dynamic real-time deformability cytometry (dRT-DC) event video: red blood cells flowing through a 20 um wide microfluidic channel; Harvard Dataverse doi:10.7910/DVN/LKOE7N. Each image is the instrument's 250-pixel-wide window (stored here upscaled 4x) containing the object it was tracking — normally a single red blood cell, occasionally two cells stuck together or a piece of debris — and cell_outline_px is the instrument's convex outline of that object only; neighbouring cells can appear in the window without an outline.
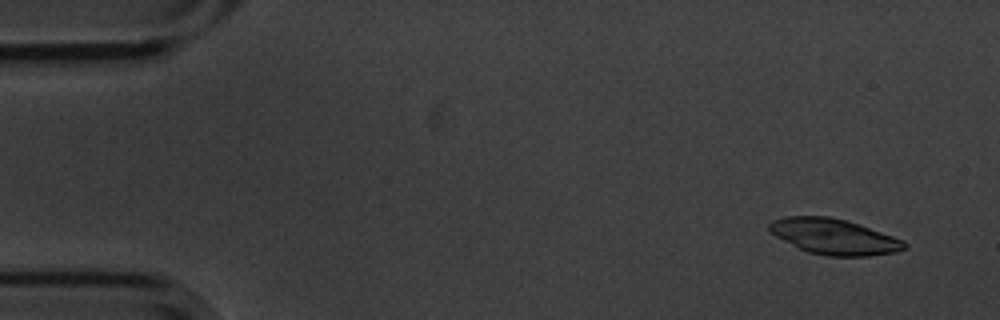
{"species": "common noctule bat (a hibernating species)", "species_latin": "Nyctalus noctula", "temperature_condition": "cold", "stored_images_in_passage": 5, "camera_frame_rate_fps": 3000, "um_per_image_px": 0.085, "animal": {"sex": "male", "body_mass_g": 20.1, "forearm_length_mm": 53.5}, "frame": {"image": 1, "passage_image": 1, "time_ms": 0.0, "image_size_px": [1000, 320], "cell_outline_px": [[908, 248], [896, 252], [868, 256], [824, 256], [808, 252], [768, 232], [768, 224], [772, 220], [784, 216], [828, 216], [844, 220], [904, 240], [908, 244]], "centroid_in_image_um": [70.87, 20.12], "position_along_channel_um": 14.1, "area_um2": 27.86}}
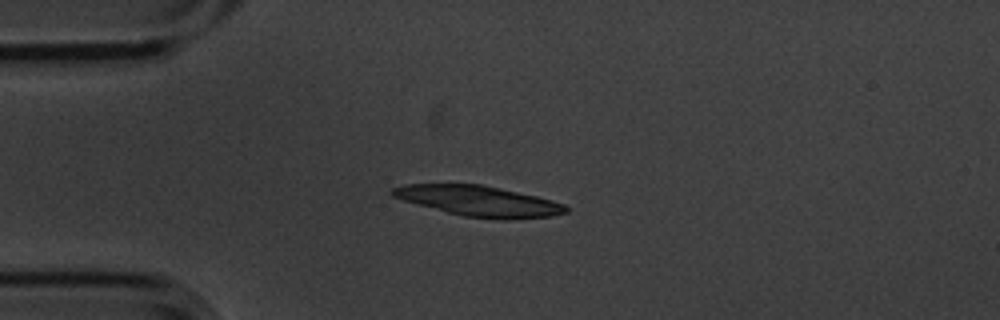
{"frame": {"image": 2, "passage_image": 4, "time_ms": 1.0, "image_size_px": [1000, 320], "cell_outline_px": [[568, 212], [552, 216], [504, 220], [464, 216], [448, 212], [404, 200], [392, 196], [388, 192], [392, 188], [404, 184], [480, 184], [500, 188], [536, 196], [564, 204], [568, 208]], "centroid_in_image_um": [40.7, 17.08], "position_along_channel_um": 44.3, "area_um2": 30.46}}